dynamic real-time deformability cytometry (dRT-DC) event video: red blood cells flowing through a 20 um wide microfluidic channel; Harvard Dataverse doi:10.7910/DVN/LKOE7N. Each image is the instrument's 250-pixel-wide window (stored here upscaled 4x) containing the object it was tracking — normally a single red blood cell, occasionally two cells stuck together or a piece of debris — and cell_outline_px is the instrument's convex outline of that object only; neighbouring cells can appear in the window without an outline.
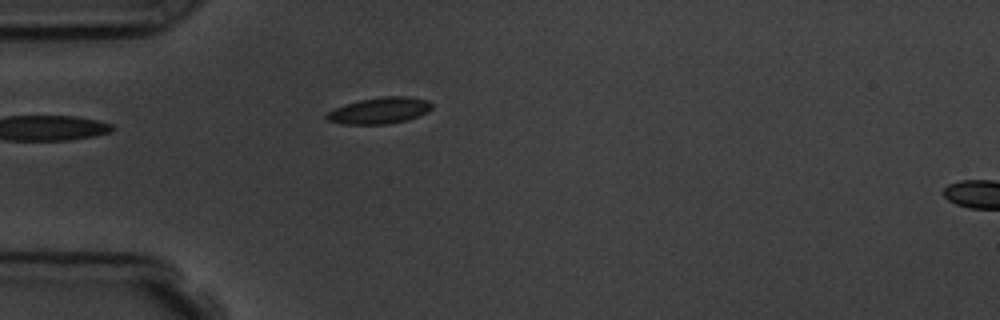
{"species": "common noctule bat (a hibernating species)", "species_latin": "Nyctalus noctula", "temperature_condition": "room temperature", "stored_images_in_passage": 2, "camera_frame_rate_fps": 3000, "um_per_image_px": 0.085, "animal": {"sex": "male", "body_mass_g": 19.5, "forearm_length_mm": 54.6}, "frame": {"image": 1, "passage_image": 2, "time_ms": 1.0, "image_size_px": [1000, 320], "cell_outline_px": [[432, 108], [428, 112], [408, 120], [384, 124], [344, 124], [328, 120], [324, 116], [328, 112], [344, 104], [360, 100], [380, 96], [412, 96], [428, 100], [432, 104]], "centroid_in_image_um": [32.3, 9.38], "position_along_channel_um": 52.7, "area_um2": 16.24}}